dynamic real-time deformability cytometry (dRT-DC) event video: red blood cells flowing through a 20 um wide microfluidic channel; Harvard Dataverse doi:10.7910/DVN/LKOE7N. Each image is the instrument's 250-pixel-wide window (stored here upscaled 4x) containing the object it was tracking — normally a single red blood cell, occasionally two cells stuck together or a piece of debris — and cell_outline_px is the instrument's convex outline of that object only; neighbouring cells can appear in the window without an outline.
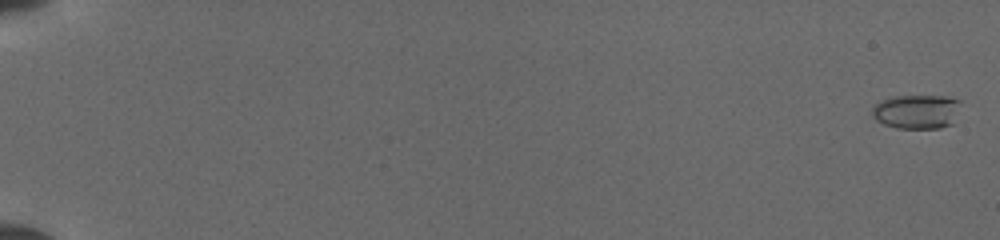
{"species": "common noctule bat (a hibernating species)", "species_latin": "Nyctalus noctula", "temperature_condition": "cold", "stored_images_in_passage": 53, "camera_frame_rate_fps": 3000, "um_per_image_px": 0.085, "animal": {"sex": "female", "body_mass_g": 19.5, "forearm_length_mm": 54.1}, "frame": {"image": 1, "passage_image": 2, "time_ms": 0.333, "image_size_px": [1000, 240], "cell_outline_px": [[960, 100], [952, 124], [940, 128], [896, 128], [884, 124], [876, 120], [872, 116], [872, 108], [880, 100], [892, 96], [948, 96]], "centroid_in_image_um": [77.88, 9.48], "position_along_channel_um": 7.1, "area_um2": 17.63}}
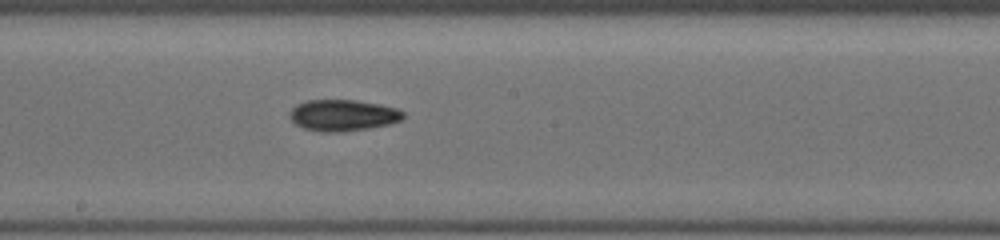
{"frame": {"image": 2, "passage_image": 32, "time_ms": 10.333, "image_size_px": [1000, 240], "cell_outline_px": [[404, 116], [400, 120], [388, 124], [368, 128], [344, 132], [320, 132], [304, 128], [296, 124], [288, 116], [288, 112], [296, 104], [308, 100], [356, 100], [380, 104], [396, 108], [404, 112]], "centroid_in_image_um": [29.11, 9.8], "position_along_channel_um": 219.1, "area_um2": 20.81}}
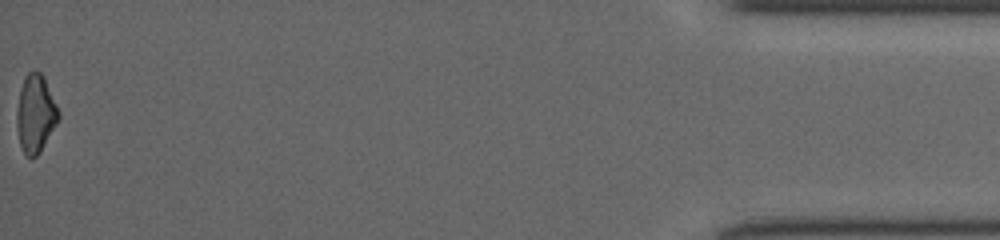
{"frame": {"image": 3, "passage_image": 53, "time_ms": 17.333, "image_size_px": [1000, 240], "cell_outline_px": [[60, 116], [56, 124], [40, 152], [36, 156], [28, 156], [24, 152], [20, 144], [16, 128], [16, 108], [20, 88], [24, 76], [28, 72], [40, 72], [44, 76], [60, 112]], "centroid_in_image_um": [3.0, 9.64], "position_along_channel_um": 432.2, "area_um2": 18.96}}